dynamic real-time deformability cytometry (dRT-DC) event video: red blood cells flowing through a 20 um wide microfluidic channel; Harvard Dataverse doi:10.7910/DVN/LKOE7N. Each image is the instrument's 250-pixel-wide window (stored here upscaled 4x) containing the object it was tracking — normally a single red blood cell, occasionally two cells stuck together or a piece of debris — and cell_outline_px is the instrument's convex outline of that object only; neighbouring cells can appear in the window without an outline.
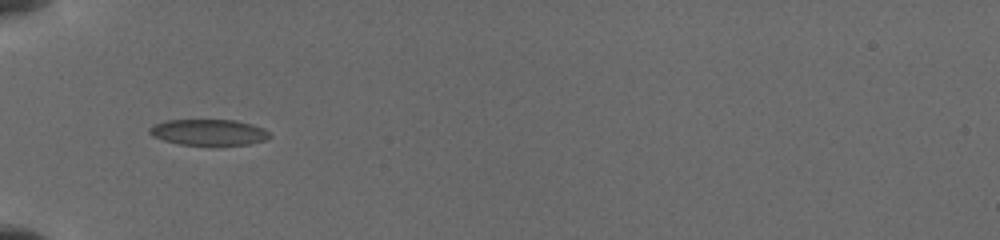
{"species": "common noctule bat (a hibernating species)", "species_latin": "Nyctalus noctula", "temperature_condition": "cold", "stored_images_in_passage": 5, "camera_frame_rate_fps": 3000, "um_per_image_px": 0.085, "animal": {"sex": "female", "body_mass_g": 19.5, "forearm_length_mm": 54.1}, "frame": {"image": 1, "passage_image": 1, "time_ms": 0.0, "image_size_px": [1000, 240], "cell_outline_px": [[272, 136], [264, 140], [248, 144], [180, 144], [164, 140], [152, 136], [148, 132], [148, 128], [164, 120], [236, 120], [252, 124], [264, 128]], "centroid_in_image_um": [17.73, 11.22], "position_along_channel_um": 67.3, "area_um2": 17.98}}
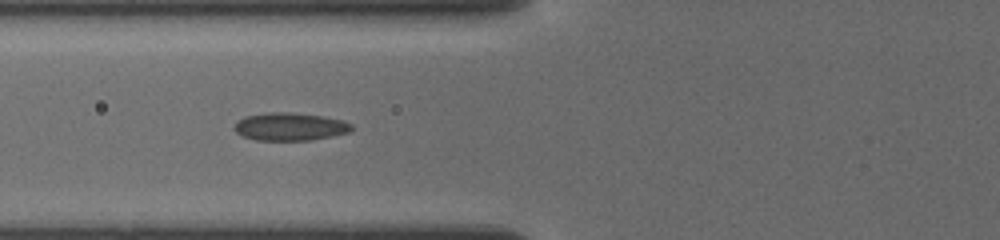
{"frame": {"image": 2, "passage_image": 4, "time_ms": 1.0, "image_size_px": [1000, 240], "cell_outline_px": [[352, 128], [348, 132], [332, 136], [312, 140], [256, 140], [244, 136], [236, 132], [232, 128], [236, 120], [244, 116], [264, 112], [292, 112], [324, 116], [344, 120], [352, 124]], "centroid_in_image_um": [24.61, 10.75], "position_along_channel_um": 101.2, "area_um2": 19.31}}